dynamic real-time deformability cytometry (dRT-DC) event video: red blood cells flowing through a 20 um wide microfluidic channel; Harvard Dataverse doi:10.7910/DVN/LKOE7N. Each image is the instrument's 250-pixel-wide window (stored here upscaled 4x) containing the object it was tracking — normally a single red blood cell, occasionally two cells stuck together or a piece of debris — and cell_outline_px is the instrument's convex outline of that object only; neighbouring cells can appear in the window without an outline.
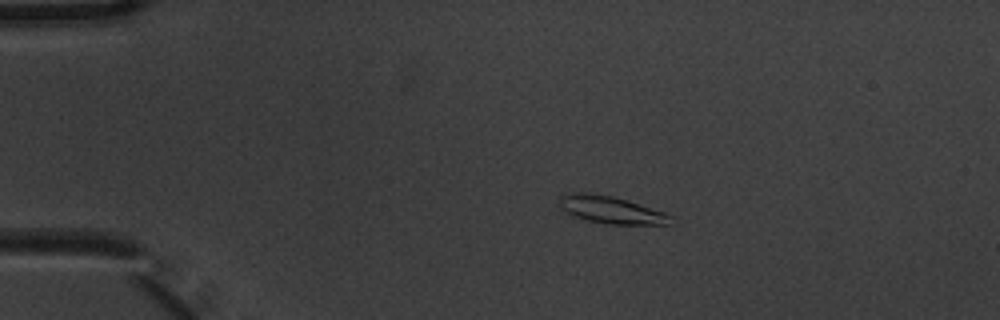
{"species": "common noctule bat (a hibernating species)", "species_latin": "Nyctalus noctula", "temperature_condition": "warm", "stored_images_in_passage": 5, "camera_frame_rate_fps": 3000, "um_per_image_px": 0.085, "animal": {"sex": "male", "body_mass_g": 20.1, "forearm_length_mm": 53.5}, "frame": {"image": 1, "passage_image": 4, "time_ms": 1.0, "image_size_px": [1000, 320], "cell_outline_px": [[672, 224], [608, 224], [588, 220], [572, 216], [564, 212], [560, 208], [560, 196], [572, 192], [584, 192], [612, 196], [628, 200], [664, 212], [672, 216]], "centroid_in_image_um": [51.92, 17.83], "position_along_channel_um": 33.1, "area_um2": 17.74}}